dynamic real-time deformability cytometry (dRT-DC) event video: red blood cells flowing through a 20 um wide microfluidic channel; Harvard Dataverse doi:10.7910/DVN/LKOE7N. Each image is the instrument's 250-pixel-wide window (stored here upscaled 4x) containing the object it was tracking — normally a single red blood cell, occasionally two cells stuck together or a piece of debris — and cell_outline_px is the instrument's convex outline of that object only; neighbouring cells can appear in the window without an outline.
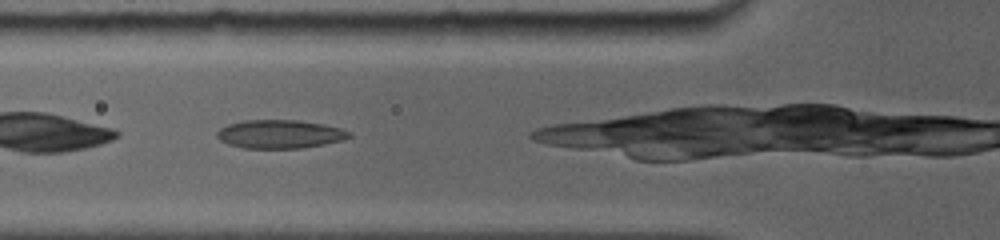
{"species": "common noctule bat (a hibernating species)", "species_latin": "Nyctalus noctula", "temperature_condition": "room temperature", "stored_images_in_passage": 7, "camera_frame_rate_fps": 5000, "um_per_image_px": 0.085, "animal": {"sex": "female", "body_mass_g": 19.0, "forearm_length_mm": 56.7}, "frame": {"image": 1, "passage_image": 6, "time_ms": 1.0, "image_size_px": [1000, 240], "cell_outline_px": [[352, 136], [344, 140], [304, 148], [244, 148], [228, 144], [220, 140], [216, 136], [216, 132], [220, 128], [228, 124], [244, 120], [296, 120], [324, 124], [340, 128], [352, 132]], "centroid_in_image_um": [23.8, 11.4], "position_along_channel_um": 102.0, "area_um2": 22.08}}